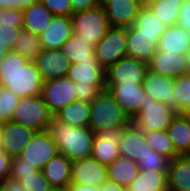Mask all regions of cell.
<instances>
[{
    "instance_id": "6da1fadb",
    "label": "cell",
    "mask_w": 190,
    "mask_h": 191,
    "mask_svg": "<svg viewBox=\"0 0 190 191\" xmlns=\"http://www.w3.org/2000/svg\"><path fill=\"white\" fill-rule=\"evenodd\" d=\"M43 81L34 61L15 51L3 57L0 64V87H6L19 98L39 96Z\"/></svg>"
},
{
    "instance_id": "7a4b0ae2",
    "label": "cell",
    "mask_w": 190,
    "mask_h": 191,
    "mask_svg": "<svg viewBox=\"0 0 190 191\" xmlns=\"http://www.w3.org/2000/svg\"><path fill=\"white\" fill-rule=\"evenodd\" d=\"M47 132L56 143L58 152L70 160L91 157L95 133L89 127L71 126L53 117Z\"/></svg>"
},
{
    "instance_id": "3957f363",
    "label": "cell",
    "mask_w": 190,
    "mask_h": 191,
    "mask_svg": "<svg viewBox=\"0 0 190 191\" xmlns=\"http://www.w3.org/2000/svg\"><path fill=\"white\" fill-rule=\"evenodd\" d=\"M89 105L88 127L95 134L104 130L126 127L132 122L108 89L102 90Z\"/></svg>"
},
{
    "instance_id": "277c9868",
    "label": "cell",
    "mask_w": 190,
    "mask_h": 191,
    "mask_svg": "<svg viewBox=\"0 0 190 191\" xmlns=\"http://www.w3.org/2000/svg\"><path fill=\"white\" fill-rule=\"evenodd\" d=\"M73 34L91 42L93 47L105 36L110 28L106 12L101 4L94 8L72 14Z\"/></svg>"
},
{
    "instance_id": "5b68a950",
    "label": "cell",
    "mask_w": 190,
    "mask_h": 191,
    "mask_svg": "<svg viewBox=\"0 0 190 191\" xmlns=\"http://www.w3.org/2000/svg\"><path fill=\"white\" fill-rule=\"evenodd\" d=\"M53 115L41 95L20 98L10 121L23 125L34 132L47 131Z\"/></svg>"
},
{
    "instance_id": "8992f818",
    "label": "cell",
    "mask_w": 190,
    "mask_h": 191,
    "mask_svg": "<svg viewBox=\"0 0 190 191\" xmlns=\"http://www.w3.org/2000/svg\"><path fill=\"white\" fill-rule=\"evenodd\" d=\"M177 115L176 111L163 102L156 101L145 93L140 111L132 122L144 132L166 130Z\"/></svg>"
},
{
    "instance_id": "52a82bcc",
    "label": "cell",
    "mask_w": 190,
    "mask_h": 191,
    "mask_svg": "<svg viewBox=\"0 0 190 191\" xmlns=\"http://www.w3.org/2000/svg\"><path fill=\"white\" fill-rule=\"evenodd\" d=\"M127 28L110 27L105 36L94 47V54L106 70L122 57L127 56Z\"/></svg>"
},
{
    "instance_id": "ba28073f",
    "label": "cell",
    "mask_w": 190,
    "mask_h": 191,
    "mask_svg": "<svg viewBox=\"0 0 190 191\" xmlns=\"http://www.w3.org/2000/svg\"><path fill=\"white\" fill-rule=\"evenodd\" d=\"M41 97L54 116L66 105L77 100L75 83L67 76L43 82Z\"/></svg>"
},
{
    "instance_id": "9c48e42d",
    "label": "cell",
    "mask_w": 190,
    "mask_h": 191,
    "mask_svg": "<svg viewBox=\"0 0 190 191\" xmlns=\"http://www.w3.org/2000/svg\"><path fill=\"white\" fill-rule=\"evenodd\" d=\"M148 63L125 56L105 70V84H142Z\"/></svg>"
},
{
    "instance_id": "30bf717a",
    "label": "cell",
    "mask_w": 190,
    "mask_h": 191,
    "mask_svg": "<svg viewBox=\"0 0 190 191\" xmlns=\"http://www.w3.org/2000/svg\"><path fill=\"white\" fill-rule=\"evenodd\" d=\"M58 153L56 143L50 137L49 133L44 131L35 132L18 157L41 171Z\"/></svg>"
},
{
    "instance_id": "8fae6325",
    "label": "cell",
    "mask_w": 190,
    "mask_h": 191,
    "mask_svg": "<svg viewBox=\"0 0 190 191\" xmlns=\"http://www.w3.org/2000/svg\"><path fill=\"white\" fill-rule=\"evenodd\" d=\"M173 78L147 70L144 81L142 83L145 93L153 99L163 102L169 108L182 114V107L176 100L173 89Z\"/></svg>"
},
{
    "instance_id": "7c38bea8",
    "label": "cell",
    "mask_w": 190,
    "mask_h": 191,
    "mask_svg": "<svg viewBox=\"0 0 190 191\" xmlns=\"http://www.w3.org/2000/svg\"><path fill=\"white\" fill-rule=\"evenodd\" d=\"M152 148L147 144L145 132L139 129L133 122L123 127L119 139L120 156L128 158L135 163L150 153Z\"/></svg>"
},
{
    "instance_id": "4fadbf2b",
    "label": "cell",
    "mask_w": 190,
    "mask_h": 191,
    "mask_svg": "<svg viewBox=\"0 0 190 191\" xmlns=\"http://www.w3.org/2000/svg\"><path fill=\"white\" fill-rule=\"evenodd\" d=\"M43 82L67 76L70 60L60 49H42L34 60Z\"/></svg>"
},
{
    "instance_id": "5bb4252c",
    "label": "cell",
    "mask_w": 190,
    "mask_h": 191,
    "mask_svg": "<svg viewBox=\"0 0 190 191\" xmlns=\"http://www.w3.org/2000/svg\"><path fill=\"white\" fill-rule=\"evenodd\" d=\"M107 180V165L92 157L73 161L71 183L89 185L98 188Z\"/></svg>"
},
{
    "instance_id": "9a60e30c",
    "label": "cell",
    "mask_w": 190,
    "mask_h": 191,
    "mask_svg": "<svg viewBox=\"0 0 190 191\" xmlns=\"http://www.w3.org/2000/svg\"><path fill=\"white\" fill-rule=\"evenodd\" d=\"M110 27L128 28L134 25L141 8L138 0H107L102 4Z\"/></svg>"
},
{
    "instance_id": "2e32d148",
    "label": "cell",
    "mask_w": 190,
    "mask_h": 191,
    "mask_svg": "<svg viewBox=\"0 0 190 191\" xmlns=\"http://www.w3.org/2000/svg\"><path fill=\"white\" fill-rule=\"evenodd\" d=\"M115 101L132 120L140 111L145 91L142 84H105Z\"/></svg>"
},
{
    "instance_id": "e0dca14e",
    "label": "cell",
    "mask_w": 190,
    "mask_h": 191,
    "mask_svg": "<svg viewBox=\"0 0 190 191\" xmlns=\"http://www.w3.org/2000/svg\"><path fill=\"white\" fill-rule=\"evenodd\" d=\"M122 130L123 127L95 134L91 157L104 165L115 161L120 156L119 139Z\"/></svg>"
},
{
    "instance_id": "ac0fdd59",
    "label": "cell",
    "mask_w": 190,
    "mask_h": 191,
    "mask_svg": "<svg viewBox=\"0 0 190 191\" xmlns=\"http://www.w3.org/2000/svg\"><path fill=\"white\" fill-rule=\"evenodd\" d=\"M34 131L12 121L1 123L3 151L10 157H18L31 140Z\"/></svg>"
},
{
    "instance_id": "d6986e66",
    "label": "cell",
    "mask_w": 190,
    "mask_h": 191,
    "mask_svg": "<svg viewBox=\"0 0 190 191\" xmlns=\"http://www.w3.org/2000/svg\"><path fill=\"white\" fill-rule=\"evenodd\" d=\"M71 16H53L49 26L39 35L43 49H60L73 35Z\"/></svg>"
},
{
    "instance_id": "ffe728a7",
    "label": "cell",
    "mask_w": 190,
    "mask_h": 191,
    "mask_svg": "<svg viewBox=\"0 0 190 191\" xmlns=\"http://www.w3.org/2000/svg\"><path fill=\"white\" fill-rule=\"evenodd\" d=\"M159 37L157 35L139 34L133 25L127 28V56L148 63L157 51Z\"/></svg>"
},
{
    "instance_id": "44dd1931",
    "label": "cell",
    "mask_w": 190,
    "mask_h": 191,
    "mask_svg": "<svg viewBox=\"0 0 190 191\" xmlns=\"http://www.w3.org/2000/svg\"><path fill=\"white\" fill-rule=\"evenodd\" d=\"M148 69L173 79L188 72L185 54L167 53L159 50L149 60Z\"/></svg>"
},
{
    "instance_id": "7402d4cb",
    "label": "cell",
    "mask_w": 190,
    "mask_h": 191,
    "mask_svg": "<svg viewBox=\"0 0 190 191\" xmlns=\"http://www.w3.org/2000/svg\"><path fill=\"white\" fill-rule=\"evenodd\" d=\"M67 77L74 83L83 85L106 86L105 70L97 60L80 61V63L71 64Z\"/></svg>"
},
{
    "instance_id": "603a6c76",
    "label": "cell",
    "mask_w": 190,
    "mask_h": 191,
    "mask_svg": "<svg viewBox=\"0 0 190 191\" xmlns=\"http://www.w3.org/2000/svg\"><path fill=\"white\" fill-rule=\"evenodd\" d=\"M168 191H190V155L170 160L167 173Z\"/></svg>"
},
{
    "instance_id": "cb8c5ba5",
    "label": "cell",
    "mask_w": 190,
    "mask_h": 191,
    "mask_svg": "<svg viewBox=\"0 0 190 191\" xmlns=\"http://www.w3.org/2000/svg\"><path fill=\"white\" fill-rule=\"evenodd\" d=\"M190 49V31L177 24L166 27L159 38L157 50L167 53L185 54Z\"/></svg>"
},
{
    "instance_id": "d4e9b609",
    "label": "cell",
    "mask_w": 190,
    "mask_h": 191,
    "mask_svg": "<svg viewBox=\"0 0 190 191\" xmlns=\"http://www.w3.org/2000/svg\"><path fill=\"white\" fill-rule=\"evenodd\" d=\"M73 161L61 153L53 157L41 170L50 186H65L71 183Z\"/></svg>"
},
{
    "instance_id": "484cf974",
    "label": "cell",
    "mask_w": 190,
    "mask_h": 191,
    "mask_svg": "<svg viewBox=\"0 0 190 191\" xmlns=\"http://www.w3.org/2000/svg\"><path fill=\"white\" fill-rule=\"evenodd\" d=\"M175 151L180 155H190V120L178 114L166 129Z\"/></svg>"
},
{
    "instance_id": "4316f807",
    "label": "cell",
    "mask_w": 190,
    "mask_h": 191,
    "mask_svg": "<svg viewBox=\"0 0 190 191\" xmlns=\"http://www.w3.org/2000/svg\"><path fill=\"white\" fill-rule=\"evenodd\" d=\"M53 14L39 0L23 11V27L34 35H40L50 24Z\"/></svg>"
},
{
    "instance_id": "83f0119b",
    "label": "cell",
    "mask_w": 190,
    "mask_h": 191,
    "mask_svg": "<svg viewBox=\"0 0 190 191\" xmlns=\"http://www.w3.org/2000/svg\"><path fill=\"white\" fill-rule=\"evenodd\" d=\"M137 163L119 156L111 164L107 165V179L117 185L127 188L139 173Z\"/></svg>"
},
{
    "instance_id": "f1b7e54d",
    "label": "cell",
    "mask_w": 190,
    "mask_h": 191,
    "mask_svg": "<svg viewBox=\"0 0 190 191\" xmlns=\"http://www.w3.org/2000/svg\"><path fill=\"white\" fill-rule=\"evenodd\" d=\"M128 191H168L167 174L160 171L140 170L127 187Z\"/></svg>"
},
{
    "instance_id": "f546056e",
    "label": "cell",
    "mask_w": 190,
    "mask_h": 191,
    "mask_svg": "<svg viewBox=\"0 0 190 191\" xmlns=\"http://www.w3.org/2000/svg\"><path fill=\"white\" fill-rule=\"evenodd\" d=\"M90 105L76 100L59 110L53 117L71 126L88 127Z\"/></svg>"
},
{
    "instance_id": "4dcf8cb0",
    "label": "cell",
    "mask_w": 190,
    "mask_h": 191,
    "mask_svg": "<svg viewBox=\"0 0 190 191\" xmlns=\"http://www.w3.org/2000/svg\"><path fill=\"white\" fill-rule=\"evenodd\" d=\"M60 50L70 60L71 64L97 60L91 42L80 39L75 34L62 44Z\"/></svg>"
},
{
    "instance_id": "1f68e13d",
    "label": "cell",
    "mask_w": 190,
    "mask_h": 191,
    "mask_svg": "<svg viewBox=\"0 0 190 191\" xmlns=\"http://www.w3.org/2000/svg\"><path fill=\"white\" fill-rule=\"evenodd\" d=\"M133 26L139 34L157 35L159 38L167 27L149 7L140 8Z\"/></svg>"
},
{
    "instance_id": "d6a6232c",
    "label": "cell",
    "mask_w": 190,
    "mask_h": 191,
    "mask_svg": "<svg viewBox=\"0 0 190 191\" xmlns=\"http://www.w3.org/2000/svg\"><path fill=\"white\" fill-rule=\"evenodd\" d=\"M42 49L40 37L29 30L21 28L13 51L18 52L29 61H34Z\"/></svg>"
},
{
    "instance_id": "836d02e7",
    "label": "cell",
    "mask_w": 190,
    "mask_h": 191,
    "mask_svg": "<svg viewBox=\"0 0 190 191\" xmlns=\"http://www.w3.org/2000/svg\"><path fill=\"white\" fill-rule=\"evenodd\" d=\"M145 139L147 141V144L156 153L162 154L170 160L180 156L175 151L172 140L166 130H154L145 132Z\"/></svg>"
},
{
    "instance_id": "e575fe53",
    "label": "cell",
    "mask_w": 190,
    "mask_h": 191,
    "mask_svg": "<svg viewBox=\"0 0 190 191\" xmlns=\"http://www.w3.org/2000/svg\"><path fill=\"white\" fill-rule=\"evenodd\" d=\"M186 0H157L149 6L152 12L167 26L176 25L178 13Z\"/></svg>"
},
{
    "instance_id": "d590c367",
    "label": "cell",
    "mask_w": 190,
    "mask_h": 191,
    "mask_svg": "<svg viewBox=\"0 0 190 191\" xmlns=\"http://www.w3.org/2000/svg\"><path fill=\"white\" fill-rule=\"evenodd\" d=\"M20 98L6 87H0V123L10 121Z\"/></svg>"
},
{
    "instance_id": "8d00e7d4",
    "label": "cell",
    "mask_w": 190,
    "mask_h": 191,
    "mask_svg": "<svg viewBox=\"0 0 190 191\" xmlns=\"http://www.w3.org/2000/svg\"><path fill=\"white\" fill-rule=\"evenodd\" d=\"M170 159L162 154L156 153L153 149L137 163L139 170H152L168 173Z\"/></svg>"
},
{
    "instance_id": "74e56055",
    "label": "cell",
    "mask_w": 190,
    "mask_h": 191,
    "mask_svg": "<svg viewBox=\"0 0 190 191\" xmlns=\"http://www.w3.org/2000/svg\"><path fill=\"white\" fill-rule=\"evenodd\" d=\"M19 182L25 191H48L51 187L42 171L28 175H20Z\"/></svg>"
},
{
    "instance_id": "f35d334b",
    "label": "cell",
    "mask_w": 190,
    "mask_h": 191,
    "mask_svg": "<svg viewBox=\"0 0 190 191\" xmlns=\"http://www.w3.org/2000/svg\"><path fill=\"white\" fill-rule=\"evenodd\" d=\"M174 94L182 109L190 103V74L175 77L173 81Z\"/></svg>"
},
{
    "instance_id": "ab89813d",
    "label": "cell",
    "mask_w": 190,
    "mask_h": 191,
    "mask_svg": "<svg viewBox=\"0 0 190 191\" xmlns=\"http://www.w3.org/2000/svg\"><path fill=\"white\" fill-rule=\"evenodd\" d=\"M20 31L21 28L14 27V24H0V43L12 51Z\"/></svg>"
},
{
    "instance_id": "60d3db41",
    "label": "cell",
    "mask_w": 190,
    "mask_h": 191,
    "mask_svg": "<svg viewBox=\"0 0 190 191\" xmlns=\"http://www.w3.org/2000/svg\"><path fill=\"white\" fill-rule=\"evenodd\" d=\"M39 170L19 157H11L9 177L20 181V175L38 173Z\"/></svg>"
},
{
    "instance_id": "b9f144b4",
    "label": "cell",
    "mask_w": 190,
    "mask_h": 191,
    "mask_svg": "<svg viewBox=\"0 0 190 191\" xmlns=\"http://www.w3.org/2000/svg\"><path fill=\"white\" fill-rule=\"evenodd\" d=\"M54 16H72L70 0H40Z\"/></svg>"
},
{
    "instance_id": "7bdbcfd3",
    "label": "cell",
    "mask_w": 190,
    "mask_h": 191,
    "mask_svg": "<svg viewBox=\"0 0 190 191\" xmlns=\"http://www.w3.org/2000/svg\"><path fill=\"white\" fill-rule=\"evenodd\" d=\"M77 90V100L90 104L106 86H92L83 85L82 83H75Z\"/></svg>"
},
{
    "instance_id": "ee69618b",
    "label": "cell",
    "mask_w": 190,
    "mask_h": 191,
    "mask_svg": "<svg viewBox=\"0 0 190 191\" xmlns=\"http://www.w3.org/2000/svg\"><path fill=\"white\" fill-rule=\"evenodd\" d=\"M0 24H14V27H23V11L0 9Z\"/></svg>"
},
{
    "instance_id": "f6af8a7d",
    "label": "cell",
    "mask_w": 190,
    "mask_h": 191,
    "mask_svg": "<svg viewBox=\"0 0 190 191\" xmlns=\"http://www.w3.org/2000/svg\"><path fill=\"white\" fill-rule=\"evenodd\" d=\"M177 25L190 31V1L186 0L182 3L179 13Z\"/></svg>"
},
{
    "instance_id": "bcb514c9",
    "label": "cell",
    "mask_w": 190,
    "mask_h": 191,
    "mask_svg": "<svg viewBox=\"0 0 190 191\" xmlns=\"http://www.w3.org/2000/svg\"><path fill=\"white\" fill-rule=\"evenodd\" d=\"M11 157L3 150L0 151V179L6 180L10 174Z\"/></svg>"
},
{
    "instance_id": "7dc6e473",
    "label": "cell",
    "mask_w": 190,
    "mask_h": 191,
    "mask_svg": "<svg viewBox=\"0 0 190 191\" xmlns=\"http://www.w3.org/2000/svg\"><path fill=\"white\" fill-rule=\"evenodd\" d=\"M74 12L88 10L99 5V0H70Z\"/></svg>"
},
{
    "instance_id": "c3c4849f",
    "label": "cell",
    "mask_w": 190,
    "mask_h": 191,
    "mask_svg": "<svg viewBox=\"0 0 190 191\" xmlns=\"http://www.w3.org/2000/svg\"><path fill=\"white\" fill-rule=\"evenodd\" d=\"M39 0H9V9L24 11Z\"/></svg>"
},
{
    "instance_id": "681fc988",
    "label": "cell",
    "mask_w": 190,
    "mask_h": 191,
    "mask_svg": "<svg viewBox=\"0 0 190 191\" xmlns=\"http://www.w3.org/2000/svg\"><path fill=\"white\" fill-rule=\"evenodd\" d=\"M99 191H127V188L117 185L115 182L105 180L99 187Z\"/></svg>"
},
{
    "instance_id": "f907efd6",
    "label": "cell",
    "mask_w": 190,
    "mask_h": 191,
    "mask_svg": "<svg viewBox=\"0 0 190 191\" xmlns=\"http://www.w3.org/2000/svg\"><path fill=\"white\" fill-rule=\"evenodd\" d=\"M3 191H25L22 187L19 180H15L13 178H8L4 180V189Z\"/></svg>"
},
{
    "instance_id": "816d5d0a",
    "label": "cell",
    "mask_w": 190,
    "mask_h": 191,
    "mask_svg": "<svg viewBox=\"0 0 190 191\" xmlns=\"http://www.w3.org/2000/svg\"><path fill=\"white\" fill-rule=\"evenodd\" d=\"M70 191H99L98 188L89 186V185H82V184H69Z\"/></svg>"
},
{
    "instance_id": "f5cc1de1",
    "label": "cell",
    "mask_w": 190,
    "mask_h": 191,
    "mask_svg": "<svg viewBox=\"0 0 190 191\" xmlns=\"http://www.w3.org/2000/svg\"><path fill=\"white\" fill-rule=\"evenodd\" d=\"M48 191H70L69 185L65 186H51Z\"/></svg>"
},
{
    "instance_id": "db71d44e",
    "label": "cell",
    "mask_w": 190,
    "mask_h": 191,
    "mask_svg": "<svg viewBox=\"0 0 190 191\" xmlns=\"http://www.w3.org/2000/svg\"><path fill=\"white\" fill-rule=\"evenodd\" d=\"M9 53V50L5 48L1 43H0V64L2 63L3 57H5Z\"/></svg>"
},
{
    "instance_id": "11a10c76",
    "label": "cell",
    "mask_w": 190,
    "mask_h": 191,
    "mask_svg": "<svg viewBox=\"0 0 190 191\" xmlns=\"http://www.w3.org/2000/svg\"><path fill=\"white\" fill-rule=\"evenodd\" d=\"M157 0H138L140 3L141 7H149L151 4L156 2Z\"/></svg>"
},
{
    "instance_id": "9f6ffc18",
    "label": "cell",
    "mask_w": 190,
    "mask_h": 191,
    "mask_svg": "<svg viewBox=\"0 0 190 191\" xmlns=\"http://www.w3.org/2000/svg\"><path fill=\"white\" fill-rule=\"evenodd\" d=\"M186 62H187V74H190V49L185 53Z\"/></svg>"
},
{
    "instance_id": "6f0895ef",
    "label": "cell",
    "mask_w": 190,
    "mask_h": 191,
    "mask_svg": "<svg viewBox=\"0 0 190 191\" xmlns=\"http://www.w3.org/2000/svg\"><path fill=\"white\" fill-rule=\"evenodd\" d=\"M9 9V0H0V9Z\"/></svg>"
},
{
    "instance_id": "680465c9",
    "label": "cell",
    "mask_w": 190,
    "mask_h": 191,
    "mask_svg": "<svg viewBox=\"0 0 190 191\" xmlns=\"http://www.w3.org/2000/svg\"><path fill=\"white\" fill-rule=\"evenodd\" d=\"M190 111V103H187V105L182 109V114L186 115Z\"/></svg>"
},
{
    "instance_id": "91938a15",
    "label": "cell",
    "mask_w": 190,
    "mask_h": 191,
    "mask_svg": "<svg viewBox=\"0 0 190 191\" xmlns=\"http://www.w3.org/2000/svg\"><path fill=\"white\" fill-rule=\"evenodd\" d=\"M2 150H3V147H2L1 123H0V151Z\"/></svg>"
},
{
    "instance_id": "94428289",
    "label": "cell",
    "mask_w": 190,
    "mask_h": 191,
    "mask_svg": "<svg viewBox=\"0 0 190 191\" xmlns=\"http://www.w3.org/2000/svg\"><path fill=\"white\" fill-rule=\"evenodd\" d=\"M4 189V180L0 179V191Z\"/></svg>"
},
{
    "instance_id": "6125c7cd",
    "label": "cell",
    "mask_w": 190,
    "mask_h": 191,
    "mask_svg": "<svg viewBox=\"0 0 190 191\" xmlns=\"http://www.w3.org/2000/svg\"><path fill=\"white\" fill-rule=\"evenodd\" d=\"M105 1H107V0H99V4H103Z\"/></svg>"
},
{
    "instance_id": "be15d7a7",
    "label": "cell",
    "mask_w": 190,
    "mask_h": 191,
    "mask_svg": "<svg viewBox=\"0 0 190 191\" xmlns=\"http://www.w3.org/2000/svg\"><path fill=\"white\" fill-rule=\"evenodd\" d=\"M186 116L190 120V111L186 114Z\"/></svg>"
}]
</instances>
